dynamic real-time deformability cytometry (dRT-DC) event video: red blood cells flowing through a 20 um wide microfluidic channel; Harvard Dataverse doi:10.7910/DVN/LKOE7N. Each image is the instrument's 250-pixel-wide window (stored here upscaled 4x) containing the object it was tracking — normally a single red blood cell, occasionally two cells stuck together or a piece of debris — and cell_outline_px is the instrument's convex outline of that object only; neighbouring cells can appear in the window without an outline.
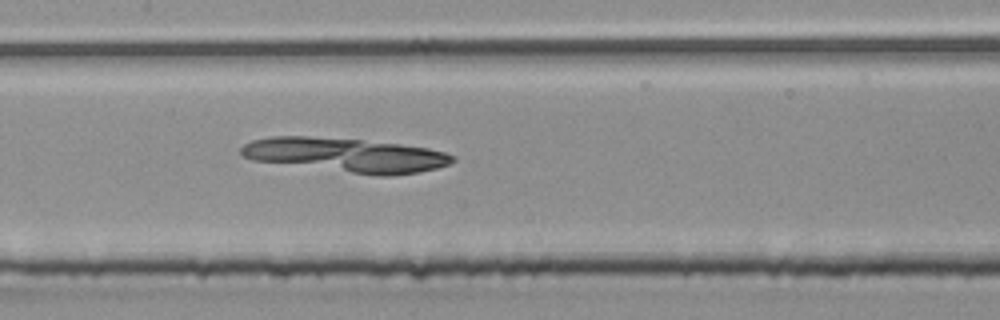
{"species": "common noctule bat (a hibernating species)", "species_latin": "Nyctalus noctula", "temperature_condition": "room temperature", "stored_images_in_passage": 38, "camera_frame_rate_fps": 3000, "um_per_image_px": 0.085, "animal": {"sex": "male", "body_mass_g": 20.4}, "frame": {"image": 1, "passage_image": 11, "time_ms": 3.333, "image_size_px": [1000, 320], "cell_outline_px": [[456, 160], [448, 164], [436, 168], [420, 172], [392, 176], [380, 176], [252, 160], [244, 156], [240, 152], [240, 148], [244, 144], [252, 140], [272, 136], [308, 136], [360, 140], [396, 144], [428, 148], [444, 152], [456, 156]], "centroid_in_image_um": [29.4, 13.18], "position_along_channel_um": 178.0, "area_um2": 41.85}}
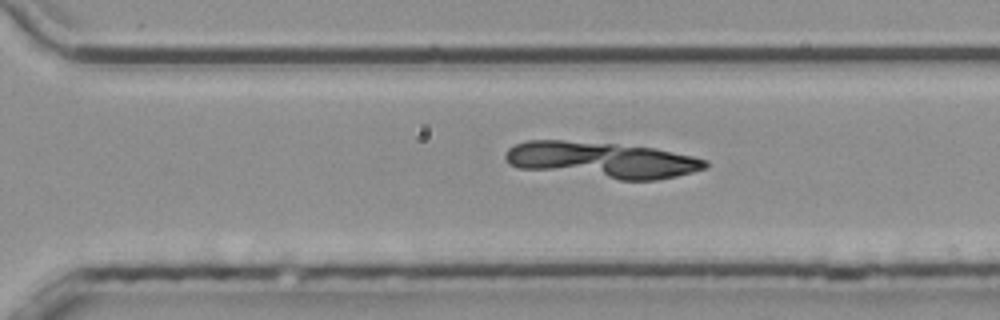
{"frame": {"image": 2, "passage_image": 22, "time_ms": 7.0, "image_size_px": [1000, 320], "cell_outline_px": [[708, 164], [704, 168], [692, 172], [676, 176], [656, 180], [620, 180], [516, 168], [508, 164], [504, 156], [504, 152], [508, 148], [516, 144], [528, 140], [564, 140], [616, 144], [652, 148], [692, 156], [708, 160]], "centroid_in_image_um": [51.09, 13.6], "position_along_channel_um": 319.5, "area_um2": 42.14}}
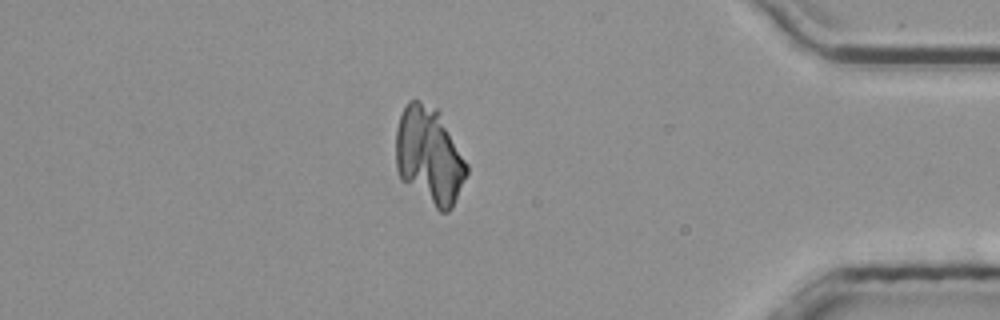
{"frame": {"image": 3, "passage_image": 31, "time_ms": 10.0, "image_size_px": [1000, 320], "cell_outline_px": [[468, 172], [452, 208], [448, 212], [440, 212], [400, 180], [396, 168], [396, 128], [400, 116], [408, 100], [416, 100], [440, 108], [468, 164]], "centroid_in_image_um": [36.5, 13.21], "position_along_channel_um": 398.7, "area_um2": 40.86}}